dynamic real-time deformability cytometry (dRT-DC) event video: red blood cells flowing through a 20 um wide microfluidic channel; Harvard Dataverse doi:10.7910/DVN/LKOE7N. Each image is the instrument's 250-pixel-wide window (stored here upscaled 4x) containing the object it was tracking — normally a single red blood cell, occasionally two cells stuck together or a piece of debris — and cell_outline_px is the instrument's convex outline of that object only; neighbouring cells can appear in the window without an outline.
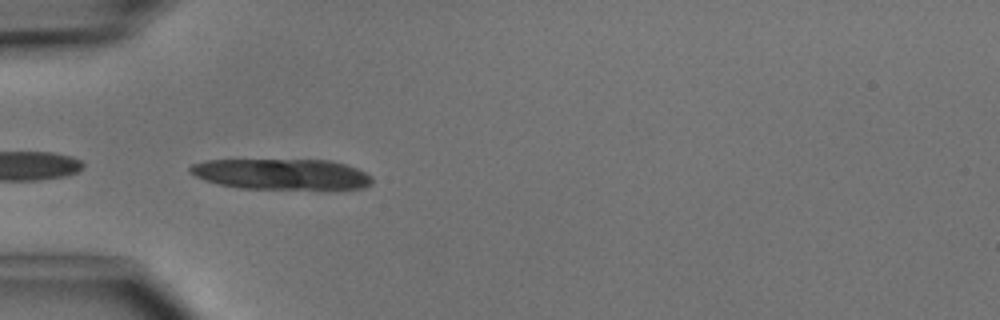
{"species": "common noctule bat (a hibernating species)", "species_latin": "Nyctalus noctula", "temperature_condition": "cold", "stored_images_in_passage": 4, "camera_frame_rate_fps": 3000, "um_per_image_px": 0.085, "animal": {"sex": "male", "body_mass_g": 15.6}, "frame": {"image": 1, "passage_image": 3, "time_ms": 3.333, "image_size_px": [1000, 320], "cell_outline_px": [[372, 184], [364, 188], [328, 192], [240, 188], [220, 184], [196, 176], [188, 172], [188, 168], [192, 164], [204, 160], [332, 160], [356, 168], [372, 176]], "centroid_in_image_um": [24.05, 14.86], "position_along_channel_um": 61.0, "area_um2": 33.99}}